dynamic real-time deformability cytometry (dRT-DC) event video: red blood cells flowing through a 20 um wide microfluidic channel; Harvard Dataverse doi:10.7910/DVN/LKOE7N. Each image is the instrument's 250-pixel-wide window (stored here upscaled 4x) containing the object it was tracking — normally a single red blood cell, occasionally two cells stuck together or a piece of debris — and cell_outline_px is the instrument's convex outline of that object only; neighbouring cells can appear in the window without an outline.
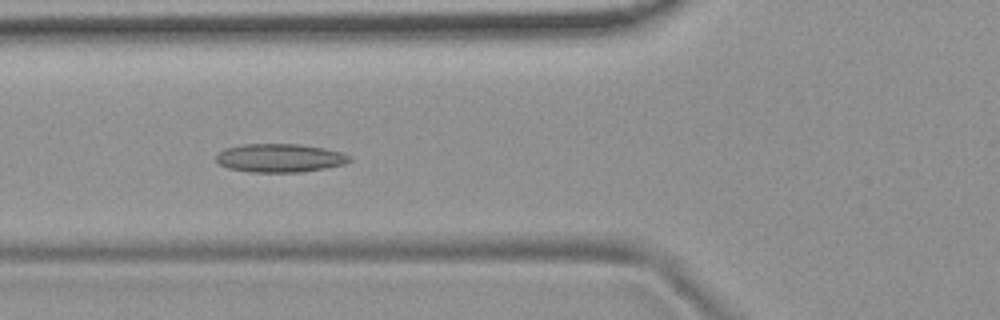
{"species": "common noctule bat (a hibernating species)", "species_latin": "Nyctalus noctula", "temperature_condition": "room temperature", "stored_images_in_passage": 53, "camera_frame_rate_fps": 3000, "um_per_image_px": 0.085, "animal": {"sex": "female", "body_mass_g": 19.9}, "frame": {"image": 1, "passage_image": 19, "time_ms": 6.0, "image_size_px": [1000, 320], "cell_outline_px": [[352, 160], [344, 164], [324, 168], [300, 172], [248, 172], [228, 168], [220, 164], [216, 160], [216, 156], [224, 148], [244, 144], [300, 144], [324, 148], [340, 152], [352, 156]], "centroid_in_image_um": [23.79, 13.43], "position_along_channel_um": 102.0, "area_um2": 22.14}}
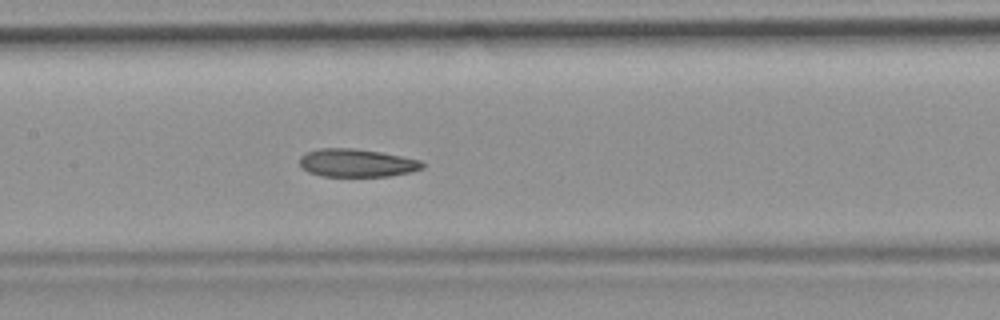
{"frame": {"image": 2, "passage_image": 25, "time_ms": 8.0, "image_size_px": [1000, 320], "cell_outline_px": [[424, 168], [412, 172], [388, 176], [324, 176], [308, 172], [300, 168], [300, 156], [304, 152], [320, 148], [352, 148], [380, 152], [420, 160], [424, 164]], "centroid_in_image_um": [30.29, 13.85], "position_along_channel_um": 177.1, "area_um2": 20.11}}
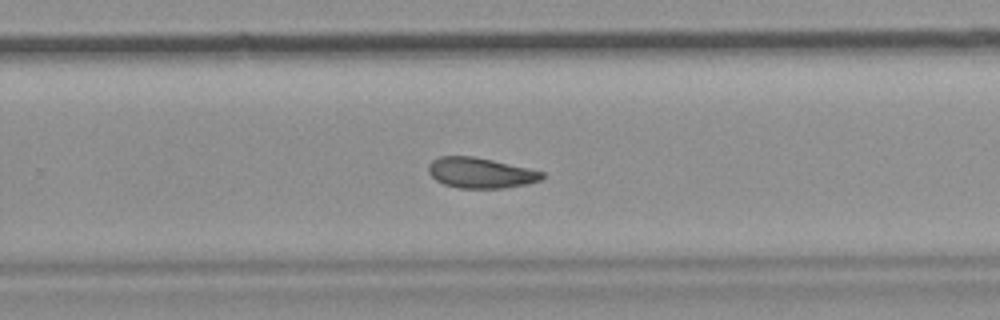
{"frame": {"image": 3, "passage_image": 34, "time_ms": 11.0, "image_size_px": [1000, 320], "cell_outline_px": [[544, 176], [540, 180], [524, 184], [504, 188], [456, 188], [444, 184], [436, 180], [428, 172], [428, 164], [432, 160], [440, 156], [472, 156], [492, 160], [528, 168], [544, 172]], "centroid_in_image_um": [40.8, 14.69], "position_along_channel_um": 289.0, "area_um2": 20.06}, "authors_computed_cell_mechanics": {"area_um2": 21.2704, "velocity_mm_per_s": 3.75, "shape_relaxation_time_tau1_ms": null, "shape_relaxation_time_tau2_ms": 3.6482, "deformation_change_tau1": null, "deformation_change_tau2": 0.0947}}